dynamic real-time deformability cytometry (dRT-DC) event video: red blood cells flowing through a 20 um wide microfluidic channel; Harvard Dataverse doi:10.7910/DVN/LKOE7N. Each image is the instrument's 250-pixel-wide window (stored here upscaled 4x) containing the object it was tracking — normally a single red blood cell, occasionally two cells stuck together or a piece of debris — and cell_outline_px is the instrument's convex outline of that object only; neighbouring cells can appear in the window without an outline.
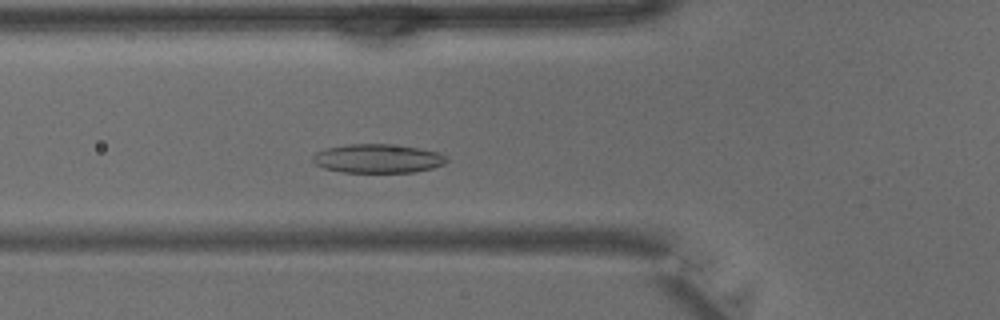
{"species": "common noctule bat (a hibernating species)", "species_latin": "Nyctalus noctula", "temperature_condition": "warm", "stored_images_in_passage": 40, "camera_frame_rate_fps": 3000, "um_per_image_px": 0.085, "animal": {"sex": "male", "body_mass_g": 15.6}, "frame": {"image": 1, "passage_image": 12, "time_ms": 3.667, "image_size_px": [1000, 320], "cell_outline_px": [[448, 160], [444, 164], [432, 168], [412, 172], [344, 172], [324, 168], [316, 164], [312, 160], [312, 156], [316, 152], [328, 148], [348, 144], [388, 144], [420, 148], [436, 152], [448, 156]], "centroid_in_image_um": [32.12, 13.47], "position_along_channel_um": 93.7, "area_um2": 22.37}}
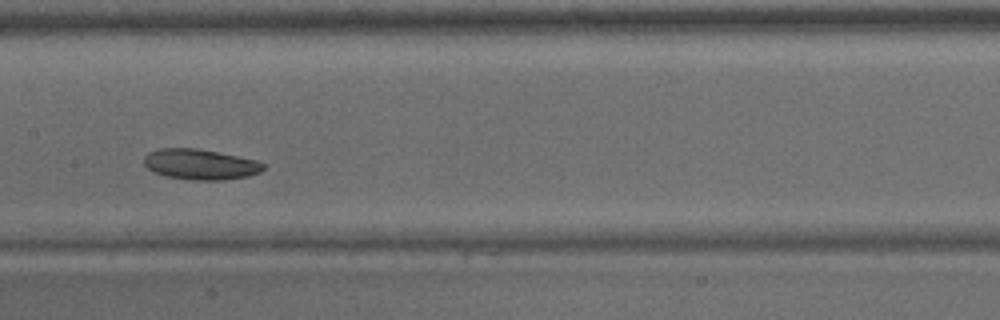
{"frame": {"image": 2, "passage_image": 18, "time_ms": 5.667, "image_size_px": [1000, 320], "cell_outline_px": [[264, 168], [260, 172], [248, 176], [224, 180], [192, 180], [164, 176], [152, 172], [144, 164], [144, 156], [148, 152], [160, 148], [196, 148], [256, 160], [264, 164]], "centroid_in_image_um": [16.98, 13.98], "position_along_channel_um": 190.4, "area_um2": 21.21}}
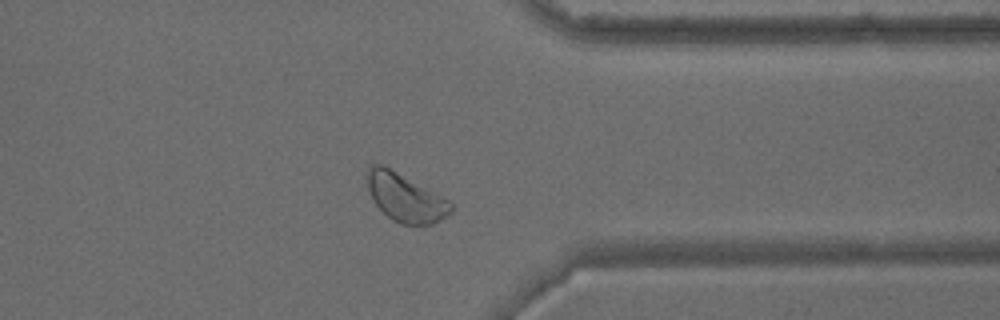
{"frame": {"image": 3, "passage_image": 30, "time_ms": 9.667, "image_size_px": [1000, 320], "cell_outline_px": [[452, 212], [448, 216], [432, 224], [420, 228], [416, 228], [400, 224], [392, 220], [376, 204], [368, 188], [364, 176], [368, 168], [372, 164], [384, 164], [448, 200], [452, 204]], "centroid_in_image_um": [34.45, 16.83], "position_along_channel_um": 377.0, "area_um2": 23.87}}